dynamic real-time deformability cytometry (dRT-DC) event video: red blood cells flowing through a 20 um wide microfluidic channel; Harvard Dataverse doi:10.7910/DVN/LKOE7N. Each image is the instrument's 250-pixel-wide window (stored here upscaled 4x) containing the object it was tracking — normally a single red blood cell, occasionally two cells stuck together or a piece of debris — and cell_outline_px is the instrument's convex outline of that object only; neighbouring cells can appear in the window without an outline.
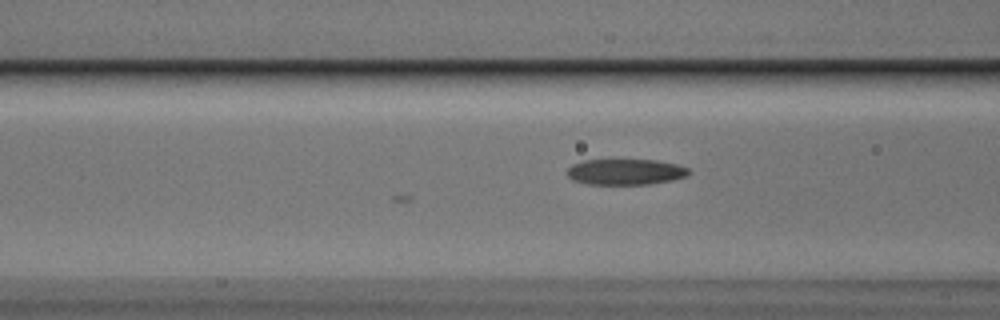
{"species": "Egyptian fruit bat (a non-hibernating species)", "species_latin": "Rousettus aegyptiacus", "temperature_condition": "cold", "stored_images_in_passage": 7, "camera_frame_rate_fps": 3000, "um_per_image_px": 0.085, "animal": {"sex": "male"}, "frame": {"image": 1, "passage_image": 4, "time_ms": 1.0, "image_size_px": [1000, 320], "cell_outline_px": [[692, 172], [688, 176], [672, 180], [648, 184], [588, 184], [572, 180], [568, 176], [568, 168], [572, 164], [584, 160], [656, 160], [676, 164], [688, 168]], "centroid_in_image_um": [53.19, 14.61], "position_along_channel_um": 113.4, "area_um2": 18.32}}
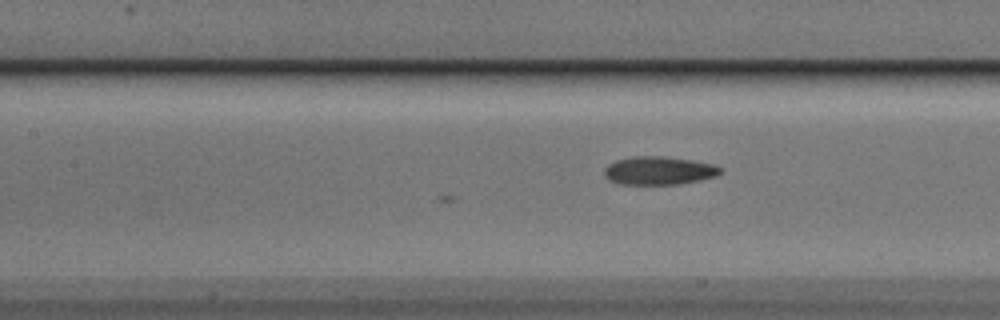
{"frame": {"image": 2, "passage_image": 7, "time_ms": 2.0, "image_size_px": [1000, 320], "cell_outline_px": [[724, 168], [716, 176], [700, 180], [680, 184], [620, 184], [608, 180], [604, 176], [604, 168], [608, 164], [616, 160], [632, 156], [664, 156], [692, 160], [716, 164]], "centroid_in_image_um": [56.01, 14.49], "position_along_channel_um": 151.4, "area_um2": 19.36}}